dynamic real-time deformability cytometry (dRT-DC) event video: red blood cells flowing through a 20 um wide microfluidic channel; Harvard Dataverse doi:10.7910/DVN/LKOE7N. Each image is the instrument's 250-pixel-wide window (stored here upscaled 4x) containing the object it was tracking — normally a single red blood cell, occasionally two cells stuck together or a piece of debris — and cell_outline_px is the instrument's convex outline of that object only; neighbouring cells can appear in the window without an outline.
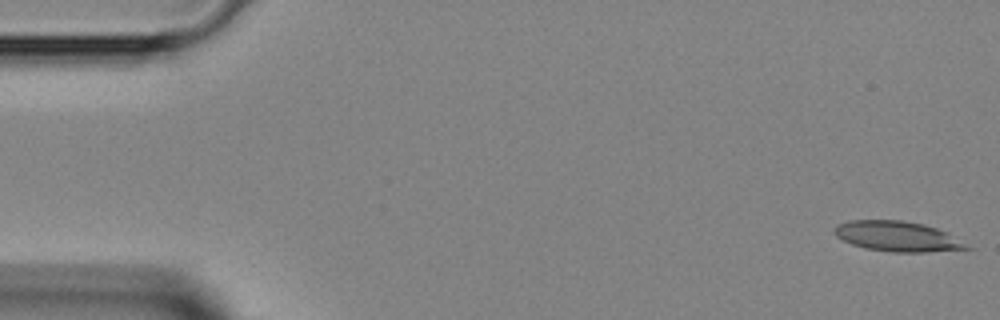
{"species": "Egyptian fruit bat (a non-hibernating species)", "species_latin": "Rousettus aegyptiacus", "temperature_condition": "room temperature", "stored_images_in_passage": 11, "camera_frame_rate_fps": 3000, "um_per_image_px": 0.085, "animal": {"sex": "female"}, "frame": {"image": 1, "passage_image": 1, "time_ms": 0.0, "image_size_px": [1000, 320], "cell_outline_px": [[972, 248], [928, 252], [892, 252], [864, 248], [852, 244], [836, 236], [836, 224], [848, 220], [900, 220], [924, 224], [948, 232]], "centroid_in_image_um": [76.28, 20.09], "position_along_channel_um": 8.7, "area_um2": 23.12}}
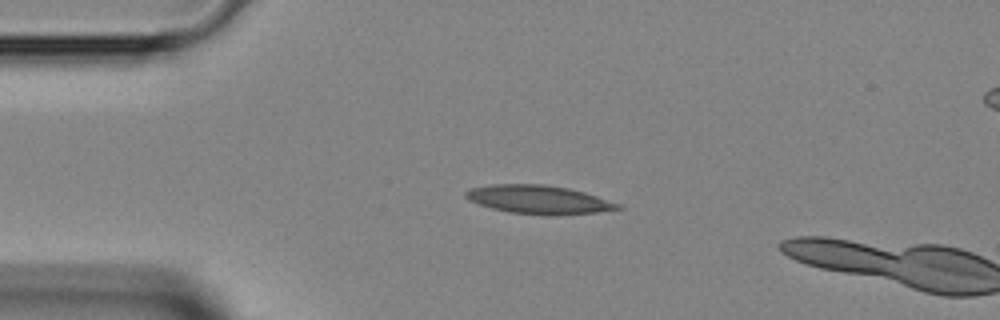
{"frame": {"image": 2, "passage_image": 10, "time_ms": 3.0, "image_size_px": [1000, 320], "cell_outline_px": [[624, 208], [596, 212], [552, 216], [548, 216], [508, 212], [492, 208], [468, 200], [464, 196], [464, 192], [472, 188], [492, 184], [544, 184], [568, 188], [584, 192], [620, 204]], "centroid_in_image_um": [45.78, 16.97], "position_along_channel_um": 39.2, "area_um2": 25.32}}